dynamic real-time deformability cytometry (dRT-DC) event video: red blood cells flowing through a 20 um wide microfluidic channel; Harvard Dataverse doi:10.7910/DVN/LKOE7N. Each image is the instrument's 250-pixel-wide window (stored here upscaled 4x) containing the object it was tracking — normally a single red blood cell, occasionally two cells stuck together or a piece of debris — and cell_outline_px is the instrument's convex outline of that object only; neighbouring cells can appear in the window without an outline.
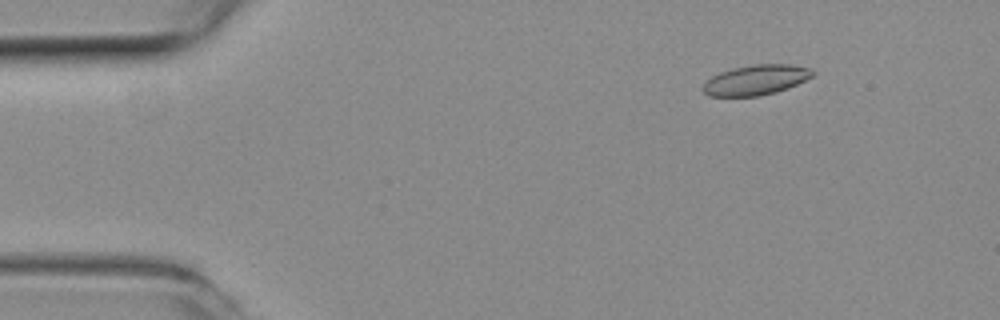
{"species": "common noctule bat (a hibernating species)", "species_latin": "Nyctalus noctula", "temperature_condition": "room temperature", "stored_images_in_passage": 52, "camera_frame_rate_fps": 3000, "um_per_image_px": 0.085, "animal": {"sex": "female", "body_mass_g": 19.3, "forearm_length_mm": 54.1}, "frame": {"image": 1, "passage_image": 7, "time_ms": 2.0, "image_size_px": [1000, 320], "cell_outline_px": [[816, 72], [812, 76], [788, 88], [776, 92], [760, 96], [708, 96], [700, 88], [712, 76], [720, 72], [732, 68], [752, 64], [792, 64], [812, 68]], "centroid_in_image_um": [64.26, 6.79], "position_along_channel_um": 20.7, "area_um2": 19.36}}
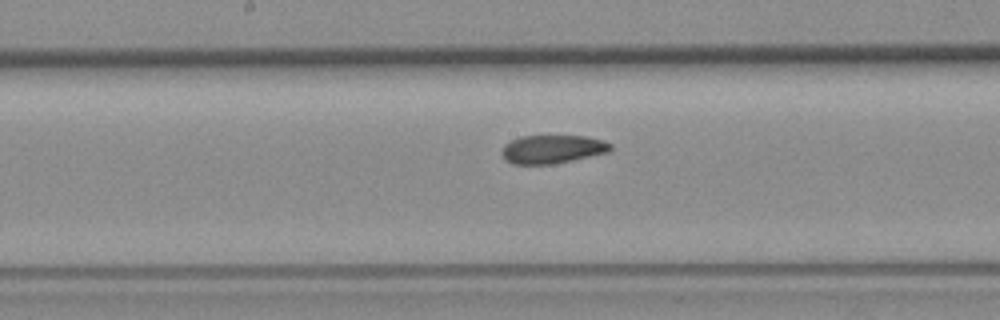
{"frame": {"image": 2, "passage_image": 27, "time_ms": 8.667, "image_size_px": [1000, 320], "cell_outline_px": [[612, 148], [608, 152], [572, 160], [552, 164], [512, 164], [504, 160], [500, 152], [504, 144], [520, 136], [584, 136], [604, 140], [612, 144]], "centroid_in_image_um": [46.92, 12.68], "position_along_channel_um": 201.3, "area_um2": 18.09}}
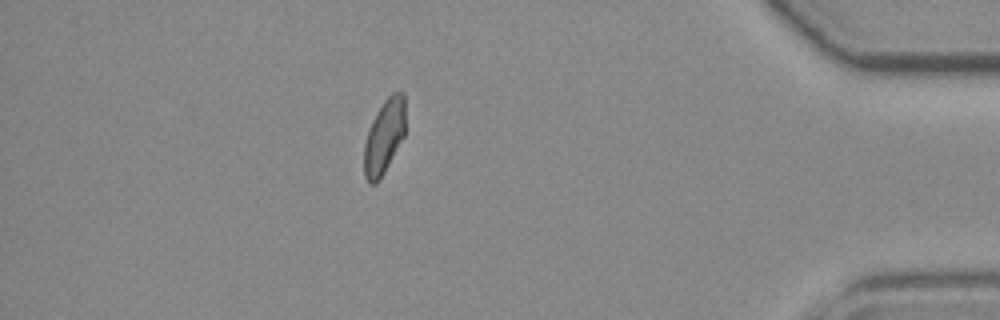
{"frame": {"image": 3, "passage_image": 46, "time_ms": 15.0, "image_size_px": [1000, 320], "cell_outline_px": [[404, 136], [380, 180], [376, 184], [368, 184], [364, 176], [364, 144], [372, 120], [376, 112], [384, 100], [392, 92], [404, 92]], "centroid_in_image_um": [32.64, 11.64], "position_along_channel_um": 402.6, "area_um2": 17.86}, "authors_computed_cell_mechanics": {"area_um2": 18.9006, "velocity_mm_per_s": 3.938, "shape_relaxation_time_tau1_ms": null, "shape_relaxation_time_tau2_ms": 3.2882, "deformation_change_tau1": null, "deformation_change_tau2": 0.0837}}